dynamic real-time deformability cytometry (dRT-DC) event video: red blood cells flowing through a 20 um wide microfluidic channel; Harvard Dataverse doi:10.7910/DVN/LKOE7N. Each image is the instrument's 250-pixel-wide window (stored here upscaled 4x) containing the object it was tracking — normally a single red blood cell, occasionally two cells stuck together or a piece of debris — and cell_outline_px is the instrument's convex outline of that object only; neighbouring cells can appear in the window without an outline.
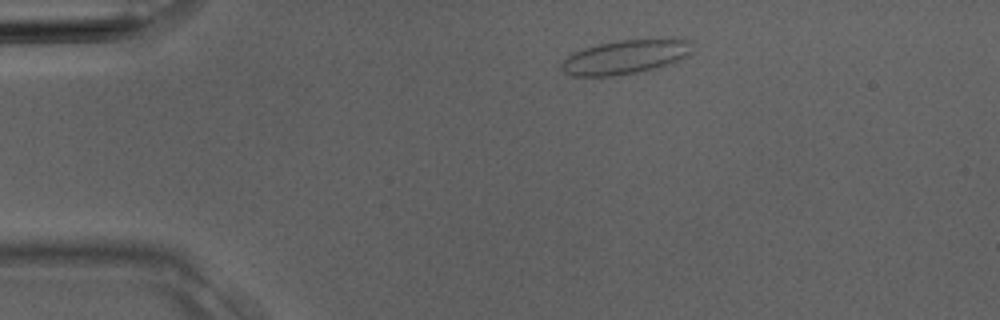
{"species": "Egyptian fruit bat (a non-hibernating species)", "species_latin": "Rousettus aegyptiacus", "temperature_condition": "room temperature", "stored_images_in_passage": 3, "camera_frame_rate_fps": 3000, "um_per_image_px": 0.085, "animal": {"sex": "male"}, "frame": {"image": 1, "passage_image": 1, "time_ms": 0.0, "image_size_px": [1000, 320], "cell_outline_px": [[692, 52], [688, 56], [680, 60], [660, 68], [644, 72], [620, 76], [572, 76], [564, 72], [560, 68], [560, 64], [572, 52], [584, 48], [600, 44], [620, 40], [692, 40]], "centroid_in_image_um": [53.15, 4.88], "position_along_channel_um": 31.8, "area_um2": 26.18}}